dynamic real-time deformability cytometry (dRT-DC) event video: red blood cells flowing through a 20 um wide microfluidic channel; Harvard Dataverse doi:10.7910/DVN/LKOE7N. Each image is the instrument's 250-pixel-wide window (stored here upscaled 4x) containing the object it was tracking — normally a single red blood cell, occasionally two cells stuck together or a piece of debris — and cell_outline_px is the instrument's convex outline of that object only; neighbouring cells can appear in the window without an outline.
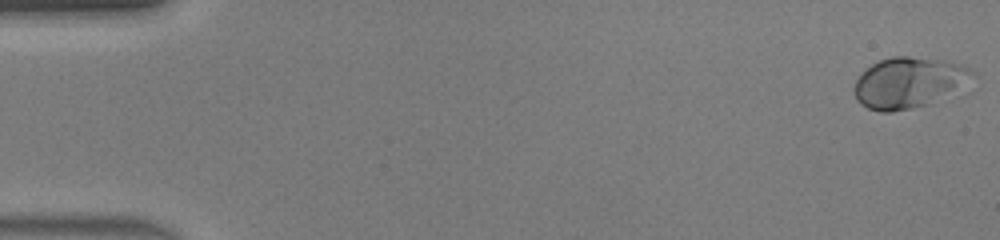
{"species": "human", "species_latin": "Homo sapiens", "temperature_condition": "warm", "stored_images_in_passage": 46, "camera_frame_rate_fps": 3000, "um_per_image_px": 0.085, "donor": {"sex": "male"}, "frame": {"image": 1, "passage_image": 1, "time_ms": 0.0, "image_size_px": [1000, 240], "cell_outline_px": [[976, 76], [928, 104], [912, 108], [892, 112], [880, 112], [868, 108], [860, 104], [856, 100], [856, 80], [872, 64], [880, 60], [892, 56], [908, 56], [936, 60], [956, 64], [968, 68], [976, 72]], "centroid_in_image_um": [77.18, 7.03], "position_along_channel_um": 7.8, "area_um2": 33.81}}
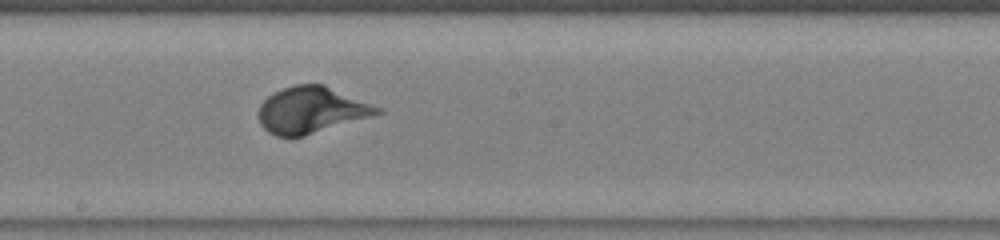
{"frame": {"image": 2, "passage_image": 26, "time_ms": 8.333, "image_size_px": [1000, 240], "cell_outline_px": [[384, 112], [372, 116], [304, 136], [276, 136], [268, 132], [260, 124], [260, 104], [268, 96], [284, 88], [296, 84], [324, 84], [384, 108]], "centroid_in_image_um": [26.51, 9.34], "position_along_channel_um": 221.7, "area_um2": 31.96}}
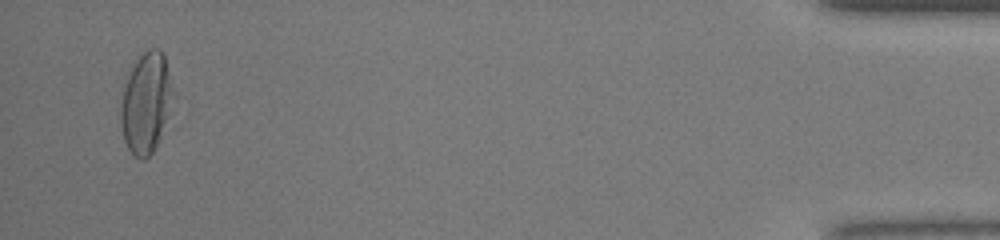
{"frame": {"image": 3, "passage_image": 45, "time_ms": 14.667, "image_size_px": [1000, 240], "cell_outline_px": [[176, 96], [160, 140], [156, 148], [144, 160], [140, 160], [132, 156], [124, 140], [120, 120], [120, 104], [124, 88], [128, 76], [136, 60], [148, 48], [160, 48], [164, 56], [176, 92]], "centroid_in_image_um": [12.46, 8.77], "position_along_channel_um": 422.7, "area_um2": 31.39}}